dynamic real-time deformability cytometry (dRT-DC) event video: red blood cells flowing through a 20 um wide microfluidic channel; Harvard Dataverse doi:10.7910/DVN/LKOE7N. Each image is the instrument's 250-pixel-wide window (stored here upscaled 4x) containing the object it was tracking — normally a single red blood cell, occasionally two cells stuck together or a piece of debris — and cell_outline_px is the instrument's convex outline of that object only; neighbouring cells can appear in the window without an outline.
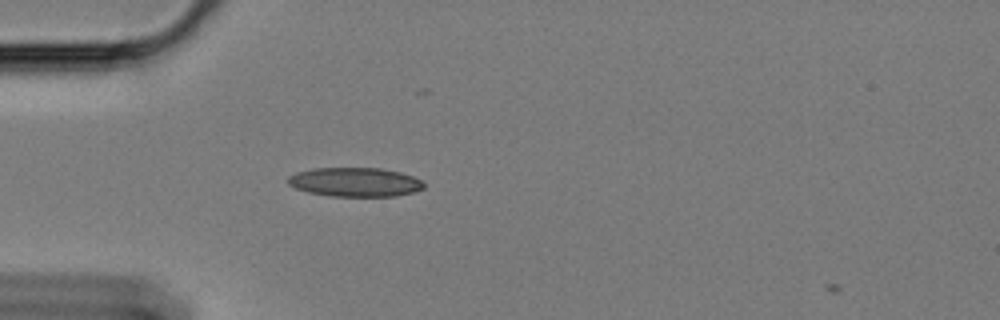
{"species": "Egyptian fruit bat (a non-hibernating species)", "species_latin": "Rousettus aegyptiacus", "temperature_condition": "cold", "stored_images_in_passage": 4, "camera_frame_rate_fps": 3000, "um_per_image_px": 0.085, "animal": {"sex": "female"}, "frame": {"image": 1, "passage_image": 3, "time_ms": 0.667, "image_size_px": [1000, 320], "cell_outline_px": [[424, 188], [412, 192], [396, 196], [332, 196], [308, 192], [296, 188], [288, 184], [288, 176], [296, 172], [312, 168], [380, 168], [400, 172], [412, 176], [420, 180], [424, 184]], "centroid_in_image_um": [30.15, 15.47], "position_along_channel_um": 54.8, "area_um2": 22.95}}